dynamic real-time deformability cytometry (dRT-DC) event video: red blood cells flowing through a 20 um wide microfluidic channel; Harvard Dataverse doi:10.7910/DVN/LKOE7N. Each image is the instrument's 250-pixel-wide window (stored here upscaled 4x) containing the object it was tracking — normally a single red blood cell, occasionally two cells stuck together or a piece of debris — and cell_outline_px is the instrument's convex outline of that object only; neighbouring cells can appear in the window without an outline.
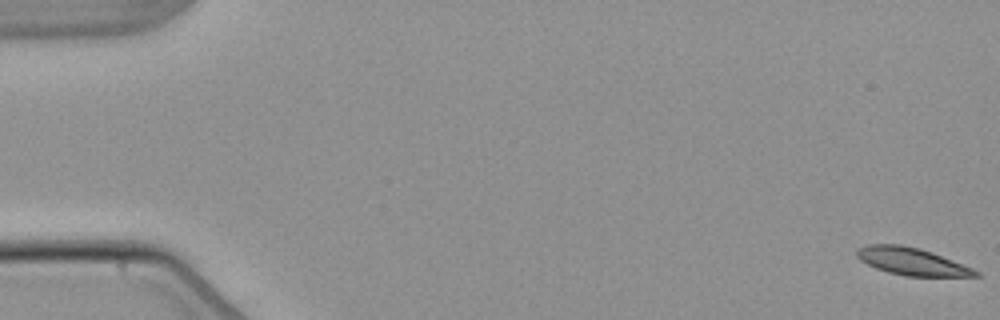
{"species": "common noctule bat (a hibernating species)", "species_latin": "Nyctalus noctula", "temperature_condition": "warm", "stored_images_in_passage": 16, "camera_frame_rate_fps": 3000, "um_per_image_px": 0.085, "animal": {"sex": "male", "body_mass_g": 21.5, "forearm_length_mm": 52.0}, "frame": {"image": 1, "passage_image": 1, "time_ms": 0.0, "image_size_px": [1000, 320], "cell_outline_px": [[984, 276], [904, 276], [888, 272], [876, 268], [860, 260], [856, 256], [856, 248], [868, 244], [900, 244], [920, 248], [932, 252], [972, 268], [980, 272]], "centroid_in_image_um": [77.48, 22.21], "position_along_channel_um": 7.5, "area_um2": 18.96}}
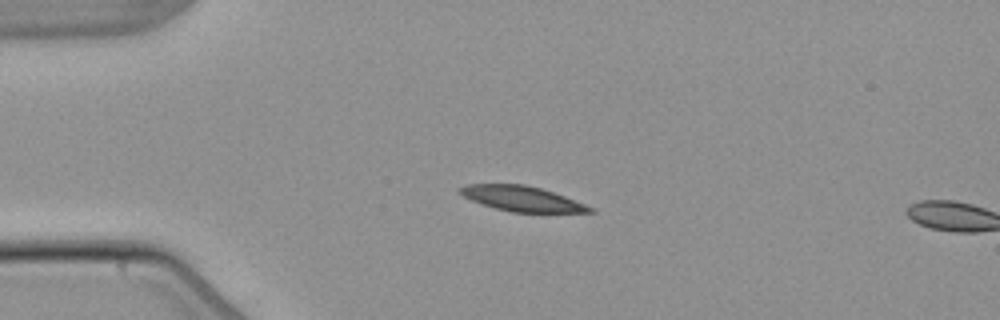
{"frame": {"image": 2, "passage_image": 14, "time_ms": 4.333, "image_size_px": [1000, 320], "cell_outline_px": [[596, 212], [512, 212], [496, 208], [472, 200], [456, 192], [456, 188], [468, 184], [524, 184], [540, 188], [564, 196], [596, 208]], "centroid_in_image_um": [44.36, 16.88], "position_along_channel_um": 40.6, "area_um2": 18.9}}